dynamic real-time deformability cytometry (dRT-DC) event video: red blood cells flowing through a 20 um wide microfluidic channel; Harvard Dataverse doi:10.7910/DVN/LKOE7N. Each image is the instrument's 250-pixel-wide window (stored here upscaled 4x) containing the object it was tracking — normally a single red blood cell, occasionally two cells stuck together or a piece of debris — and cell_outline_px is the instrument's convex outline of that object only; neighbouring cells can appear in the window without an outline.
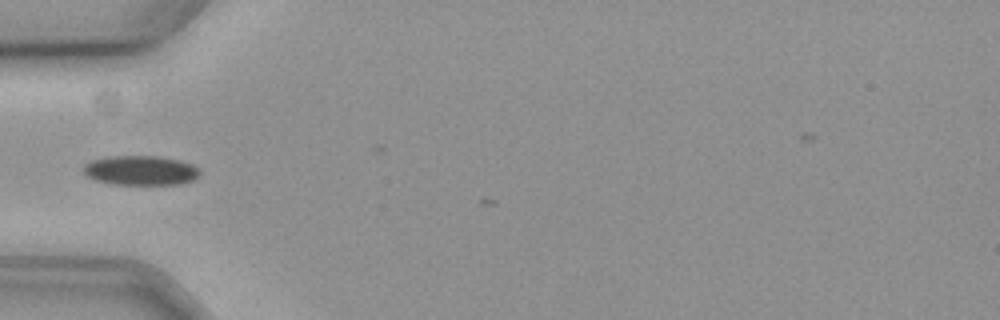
{"species": "common noctule bat (a hibernating species)", "species_latin": "Nyctalus noctula", "temperature_condition": "cold", "stored_images_in_passage": 2, "camera_frame_rate_fps": 3000, "um_per_image_px": 0.085, "animal": {"sex": "female", "body_mass_g": 19.3, "forearm_length_mm": 54.1}, "frame": {"image": 1, "passage_image": 1, "time_ms": 0.0, "image_size_px": [1000, 320], "cell_outline_px": [[200, 172], [192, 180], [180, 184], [112, 184], [96, 180], [88, 176], [84, 172], [84, 164], [92, 160], [112, 156], [156, 156], [180, 160], [192, 164]], "centroid_in_image_um": [11.94, 14.48], "position_along_channel_um": 73.1, "area_um2": 19.77}}